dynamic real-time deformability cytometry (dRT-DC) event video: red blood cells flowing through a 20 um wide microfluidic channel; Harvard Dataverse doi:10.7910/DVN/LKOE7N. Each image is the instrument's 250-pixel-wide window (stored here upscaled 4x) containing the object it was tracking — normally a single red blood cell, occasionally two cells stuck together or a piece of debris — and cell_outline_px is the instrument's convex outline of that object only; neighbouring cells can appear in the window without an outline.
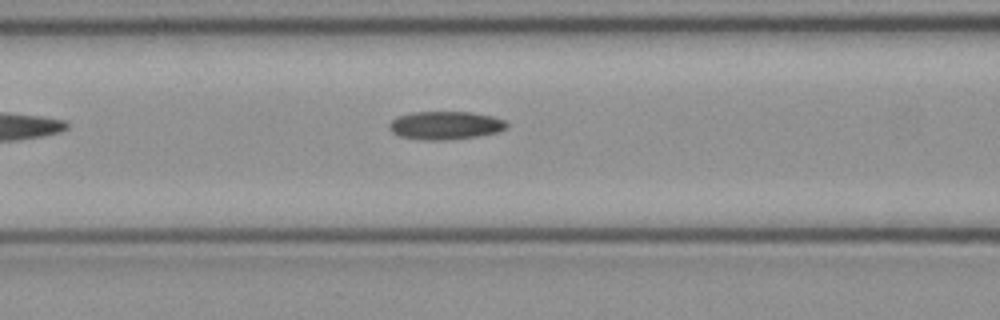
{"species": "common noctule bat (a hibernating species)", "species_latin": "Nyctalus noctula", "temperature_condition": "cold", "stored_images_in_passage": 7, "camera_frame_rate_fps": 3000, "um_per_image_px": 0.085, "animal": {"sex": "female", "body_mass_g": 21.9}, "frame": {"image": 1, "passage_image": 7, "time_ms": 2.0, "image_size_px": [1000, 320], "cell_outline_px": [[508, 128], [500, 132], [480, 136], [448, 140], [420, 140], [400, 136], [392, 132], [388, 128], [388, 124], [396, 116], [412, 112], [472, 112], [492, 116], [504, 120], [508, 124]], "centroid_in_image_um": [37.86, 10.66], "position_along_channel_um": 128.7, "area_um2": 19.65}}